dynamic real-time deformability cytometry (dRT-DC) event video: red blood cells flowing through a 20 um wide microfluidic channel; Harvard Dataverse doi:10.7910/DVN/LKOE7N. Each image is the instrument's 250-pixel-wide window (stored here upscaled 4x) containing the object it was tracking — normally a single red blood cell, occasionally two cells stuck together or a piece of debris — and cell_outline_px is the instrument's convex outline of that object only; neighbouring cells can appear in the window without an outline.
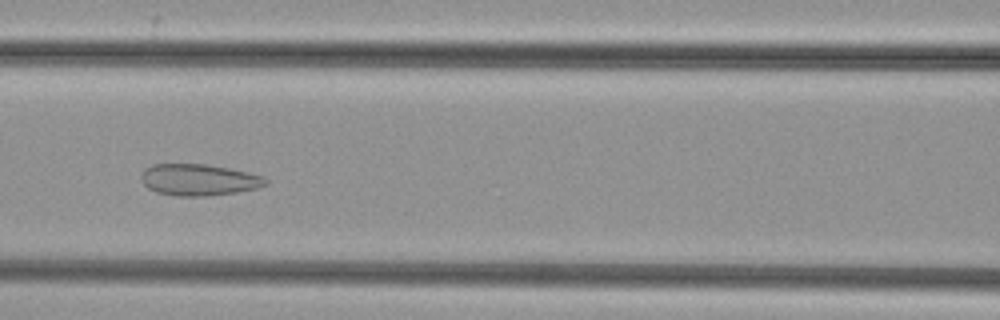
{"species": "common noctule bat (a hibernating species)", "species_latin": "Nyctalus noctula", "temperature_condition": "cold", "stored_images_in_passage": 40, "camera_frame_rate_fps": 3000, "um_per_image_px": 0.085, "animal": {"sex": "female", "body_mass_g": 29.2, "forearm_length_mm": 56.3}, "frame": {"image": 1, "passage_image": 17, "time_ms": 5.333, "image_size_px": [1000, 320], "cell_outline_px": [[268, 184], [256, 188], [236, 192], [208, 196], [176, 196], [156, 192], [148, 188], [140, 180], [140, 176], [144, 168], [152, 164], [208, 164], [248, 172], [264, 176], [268, 180]], "centroid_in_image_um": [16.88, 15.28], "position_along_channel_um": 149.7, "area_um2": 23.06}}
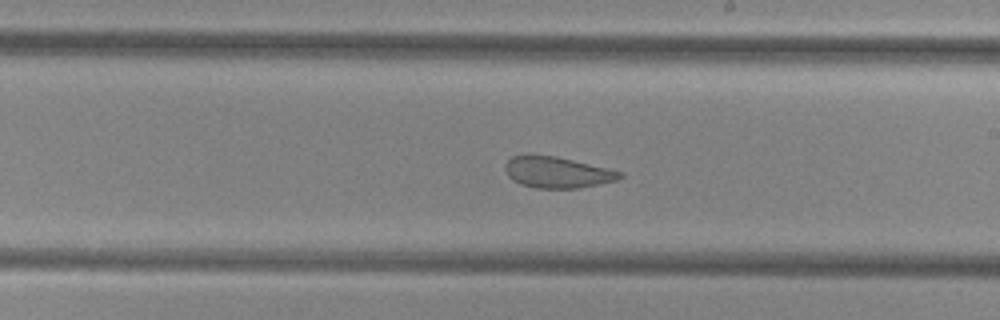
{"frame": {"image": 2, "passage_image": 24, "time_ms": 7.667, "image_size_px": [1000, 320], "cell_outline_px": [[624, 176], [616, 180], [576, 188], [536, 188], [520, 184], [512, 180], [508, 176], [504, 168], [504, 164], [512, 156], [524, 152], [532, 152], [556, 156], [608, 168], [624, 172]], "centroid_in_image_um": [47.28, 14.6], "position_along_channel_um": 241.7, "area_um2": 21.33}}
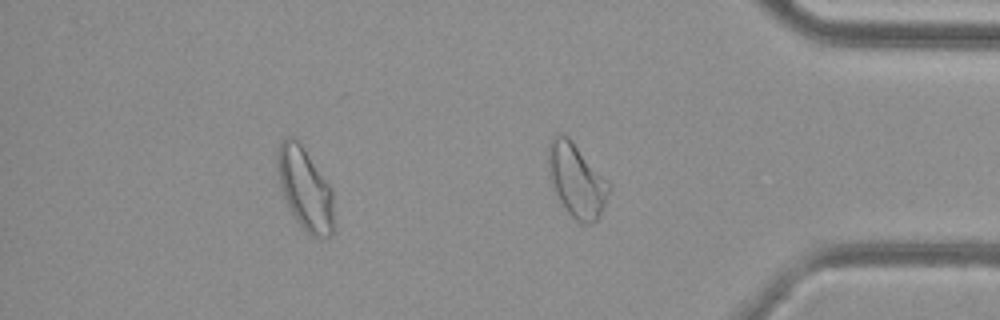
{"frame": {"image": 3, "passage_image": 36, "time_ms": 11.667, "image_size_px": [1000, 320], "cell_outline_px": [[332, 236], [324, 240], [320, 240], [312, 236], [296, 220], [284, 200], [276, 172], [276, 156], [280, 144], [284, 136], [292, 136], [300, 144], [332, 188]], "centroid_in_image_um": [25.89, 16.07], "position_along_channel_um": 409.3, "area_um2": 27.05}}